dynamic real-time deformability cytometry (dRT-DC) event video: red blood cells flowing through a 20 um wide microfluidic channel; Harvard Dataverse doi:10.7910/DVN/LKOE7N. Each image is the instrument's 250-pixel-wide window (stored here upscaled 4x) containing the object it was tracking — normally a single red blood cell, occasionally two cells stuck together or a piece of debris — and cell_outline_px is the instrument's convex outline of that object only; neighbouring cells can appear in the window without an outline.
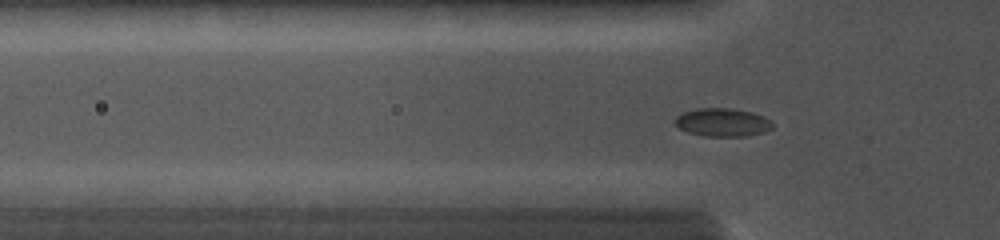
{"species": "common noctule bat (a hibernating species)", "species_latin": "Nyctalus noctula", "temperature_condition": "cold", "stored_images_in_passage": 60, "segment_of_instrument_passage": [1, 2], "camera_frame_rate_fps": 5000, "um_per_image_px": 0.085, "animal": {"sex": "female", "body_mass_g": 19.0, "forearm_length_mm": 56.7}, "frame": {"image": 1, "passage_image": 14, "time_ms": 4.8, "image_size_px": [1000, 240], "cell_outline_px": [[772, 128], [764, 132], [748, 136], [704, 136], [688, 132], [680, 128], [676, 124], [676, 116], [684, 112], [696, 108], [732, 108], [752, 112], [764, 116], [772, 120]], "centroid_in_image_um": [61.45, 10.39], "position_along_channel_um": 64.4, "area_um2": 16.07}}
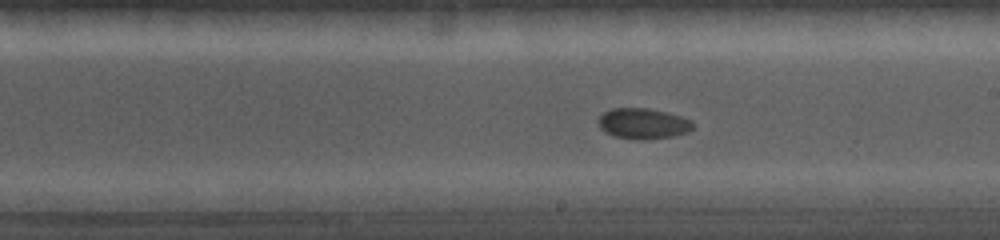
{"frame": {"image": 2, "passage_image": 31, "time_ms": 9.0, "image_size_px": [1000, 240], "cell_outline_px": [[692, 128], [688, 132], [672, 136], [644, 140], [636, 140], [612, 136], [604, 132], [596, 124], [596, 120], [604, 112], [612, 108], [648, 108], [668, 112], [692, 120]], "centroid_in_image_um": [54.6, 10.51], "position_along_channel_um": 234.4, "area_um2": 17.17}}
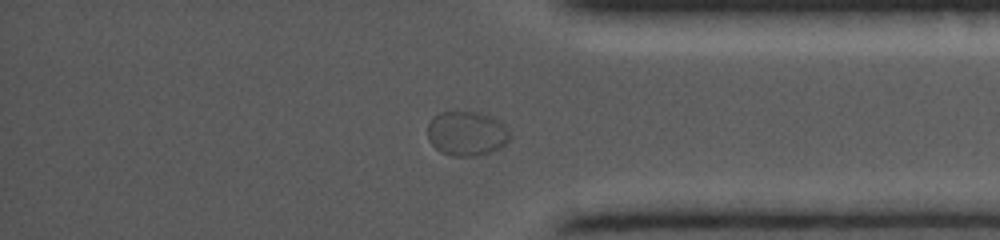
{"frame": {"image": 3, "passage_image": 48, "time_ms": 13.0, "image_size_px": [1000, 240], "cell_outline_px": [[512, 136], [500, 148], [488, 152], [472, 156], [452, 156], [440, 152], [428, 140], [428, 124], [432, 116], [440, 112], [480, 112], [500, 120], [508, 128]], "centroid_in_image_um": [39.67, 11.33], "position_along_channel_um": 395.5, "area_um2": 21.5}}